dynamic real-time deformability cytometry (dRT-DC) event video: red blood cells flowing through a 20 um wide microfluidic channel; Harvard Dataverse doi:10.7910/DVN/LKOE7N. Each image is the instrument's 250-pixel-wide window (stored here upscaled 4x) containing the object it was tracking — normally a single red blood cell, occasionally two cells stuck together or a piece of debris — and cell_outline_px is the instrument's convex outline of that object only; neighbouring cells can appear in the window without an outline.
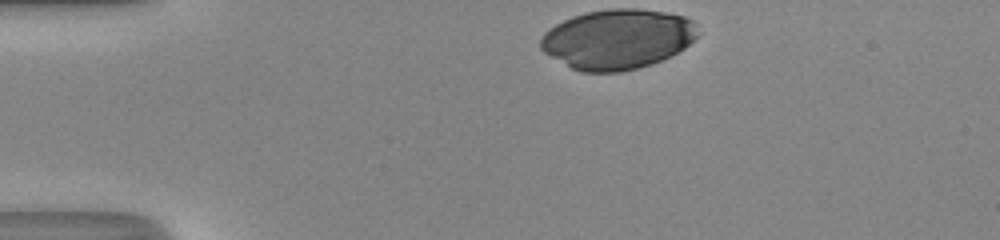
{"species": "human", "species_latin": "Homo sapiens", "temperature_condition": "room temperature", "stored_images_in_passage": 31, "camera_frame_rate_fps": 3000, "um_per_image_px": 0.085, "donor": {"sex": "male"}, "frame": {"image": 1, "passage_image": 1, "time_ms": 0.0, "image_size_px": [1000, 240], "cell_outline_px": [[692, 40], [688, 44], [676, 52], [668, 56], [648, 64], [632, 68], [608, 72], [588, 72], [576, 68], [568, 64], [548, 52], [540, 44], [544, 36], [552, 28], [576, 16], [592, 12], [660, 12], [680, 16], [688, 20], [692, 36]], "centroid_in_image_um": [52.45, 3.38], "position_along_channel_um": 32.5, "area_um2": 50.17}}